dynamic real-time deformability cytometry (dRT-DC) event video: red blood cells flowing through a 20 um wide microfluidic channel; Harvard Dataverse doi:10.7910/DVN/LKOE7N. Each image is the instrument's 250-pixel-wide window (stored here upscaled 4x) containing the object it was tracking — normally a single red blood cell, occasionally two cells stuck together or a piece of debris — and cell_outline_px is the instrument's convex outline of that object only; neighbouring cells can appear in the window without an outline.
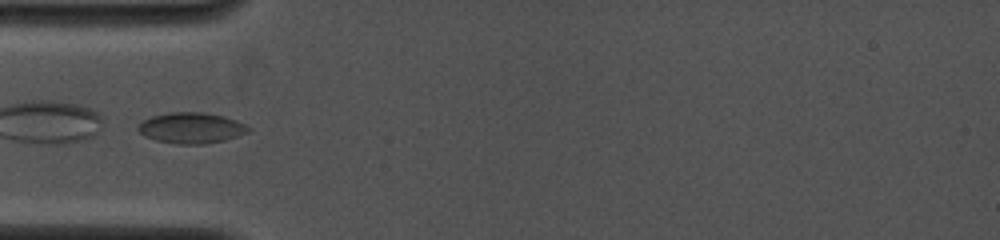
{"species": "common noctule bat (a hibernating species)", "species_latin": "Nyctalus noctula", "temperature_condition": "cold", "stored_images_in_passage": 3, "camera_frame_rate_fps": 4000, "um_per_image_px": 0.085, "animal": {"sex": "female", "body_mass_g": 19.0, "forearm_length_mm": 53.3}, "frame": {"image": 1, "passage_image": 1, "time_ms": 0.0, "image_size_px": [1000, 240], "cell_outline_px": [[252, 128], [248, 132], [224, 140], [204, 144], [176, 144], [156, 140], [144, 136], [136, 128], [144, 120], [152, 116], [168, 112], [200, 112], [224, 116], [236, 120]], "centroid_in_image_um": [16.25, 10.87], "position_along_channel_um": 68.7, "area_um2": 19.71}}
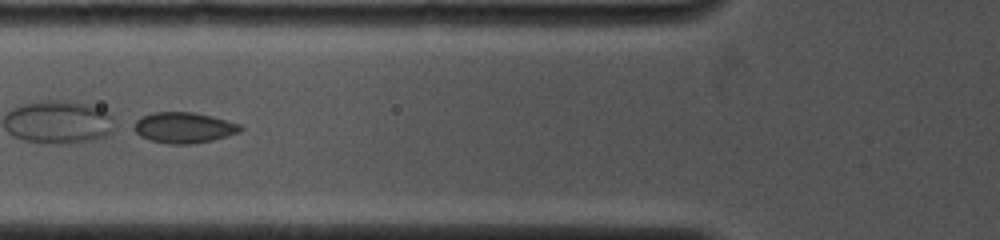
{"frame": {"image": 2, "passage_image": 3, "time_ms": 1.0, "image_size_px": [1000, 240], "cell_outline_px": [[244, 128], [240, 132], [212, 140], [188, 144], [168, 144], [148, 140], [140, 136], [128, 128], [140, 116], [152, 112], [192, 112], [212, 116], [240, 124]], "centroid_in_image_um": [15.54, 10.84], "position_along_channel_um": 110.3, "area_um2": 19.42}}